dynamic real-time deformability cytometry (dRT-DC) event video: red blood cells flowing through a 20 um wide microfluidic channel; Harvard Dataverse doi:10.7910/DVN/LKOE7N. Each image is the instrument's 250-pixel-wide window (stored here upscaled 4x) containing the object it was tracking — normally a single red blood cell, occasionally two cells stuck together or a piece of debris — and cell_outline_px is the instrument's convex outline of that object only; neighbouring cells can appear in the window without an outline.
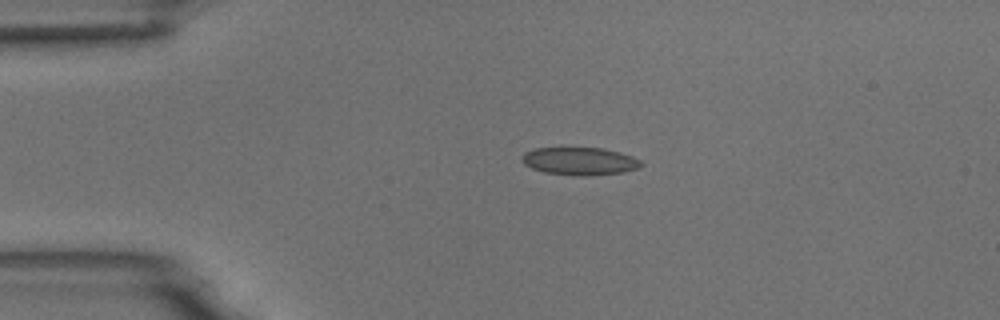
{"species": "common noctule bat (a hibernating species)", "species_latin": "Nyctalus noctula", "temperature_condition": "room temperature", "stored_images_in_passage": 8, "camera_frame_rate_fps": 3000, "um_per_image_px": 0.085, "animal": {"sex": "male", "body_mass_g": 18.8}, "frame": {"image": 1, "passage_image": 1, "time_ms": 0.0, "image_size_px": [1000, 320], "cell_outline_px": [[644, 164], [636, 168], [624, 172], [584, 176], [580, 176], [544, 172], [532, 168], [524, 164], [520, 160], [520, 156], [524, 152], [536, 148], [600, 148], [620, 152], [632, 156], [640, 160]], "centroid_in_image_um": [49.24, 13.69], "position_along_channel_um": 35.8, "area_um2": 19.25}}
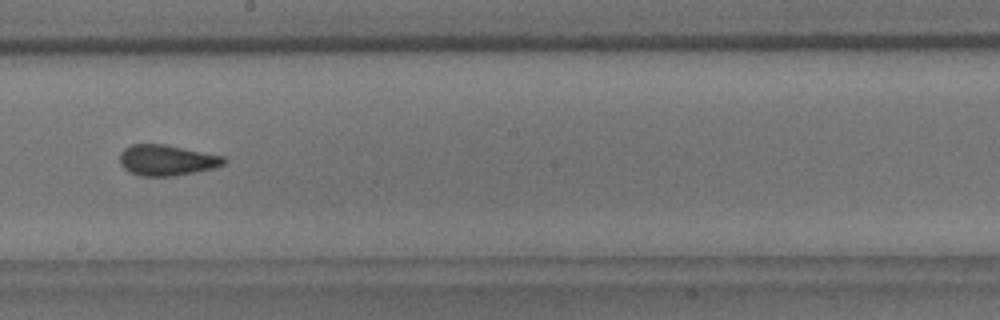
{"frame": {"image": 2, "passage_image": 6, "time_ms": 1.667, "image_size_px": [1000, 320], "cell_outline_px": [[228, 160], [224, 164], [216, 168], [196, 172], [172, 176], [140, 176], [128, 172], [120, 164], [120, 152], [124, 148], [132, 144], [164, 144], [224, 156]], "centroid_in_image_um": [14.18, 13.62], "position_along_channel_um": 234.0, "area_um2": 18.84}}
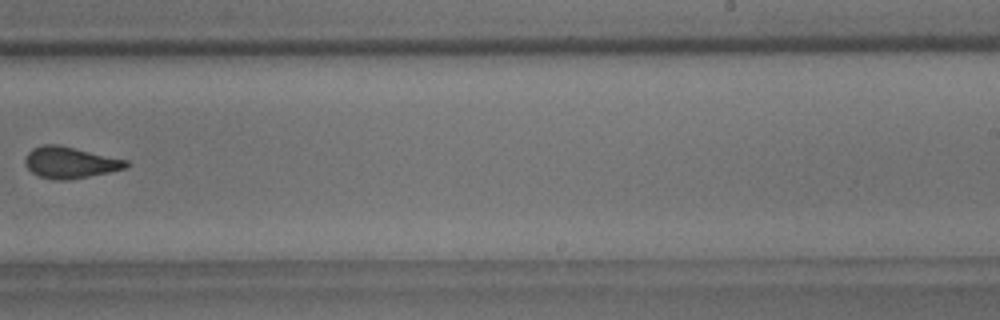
{"frame": {"image": 3, "passage_image": 7, "time_ms": 2.0, "image_size_px": [1000, 320], "cell_outline_px": [[132, 164], [128, 168], [68, 180], [52, 180], [40, 176], [32, 172], [24, 164], [24, 160], [28, 152], [32, 148], [40, 144], [60, 144], [128, 160]], "centroid_in_image_um": [5.97, 13.8], "position_along_channel_um": 283.0, "area_um2": 18.79}}